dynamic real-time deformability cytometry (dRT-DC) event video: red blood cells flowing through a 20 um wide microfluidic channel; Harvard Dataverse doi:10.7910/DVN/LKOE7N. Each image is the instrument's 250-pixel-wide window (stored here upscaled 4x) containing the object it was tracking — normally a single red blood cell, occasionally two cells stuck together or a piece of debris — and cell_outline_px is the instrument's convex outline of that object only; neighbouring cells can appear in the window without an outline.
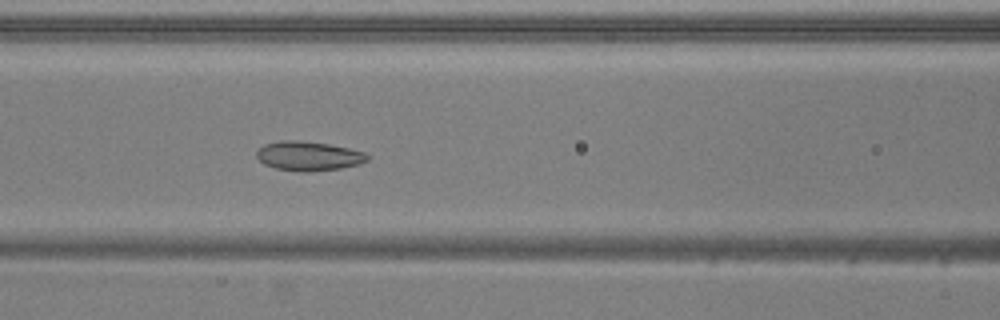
{"species": "common noctule bat (a hibernating species)", "species_latin": "Nyctalus noctula", "temperature_condition": "warm", "stored_images_in_passage": 52, "camera_frame_rate_fps": 3000, "um_per_image_px": 0.085, "animal": {"sex": "male", "body_mass_g": 20.5, "forearm_length_mm": 52.5}, "frame": {"image": 1, "passage_image": 21, "time_ms": 6.667, "image_size_px": [1000, 320], "cell_outline_px": [[368, 160], [360, 164], [340, 168], [308, 172], [296, 172], [276, 168], [264, 164], [256, 156], [256, 152], [264, 144], [280, 140], [300, 140], [328, 144], [348, 148], [364, 152], [368, 156]], "centroid_in_image_um": [26.2, 13.26], "position_along_channel_um": 140.4, "area_um2": 18.96}}
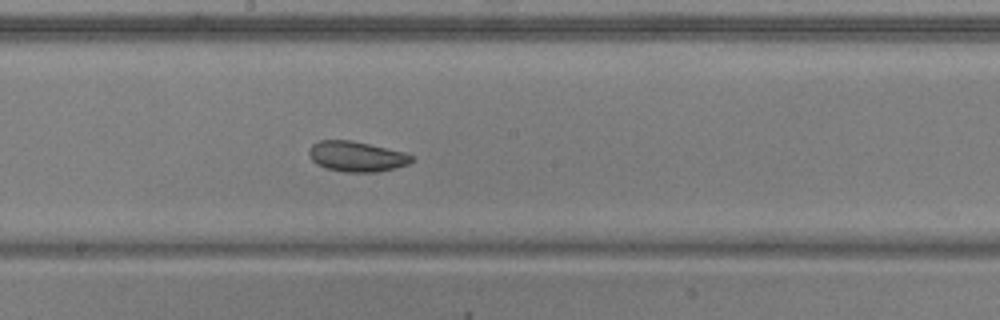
{"frame": {"image": 2, "passage_image": 27, "time_ms": 8.667, "image_size_px": [1000, 320], "cell_outline_px": [[416, 156], [408, 164], [396, 168], [376, 172], [344, 172], [324, 168], [316, 164], [312, 160], [308, 152], [308, 148], [312, 144], [320, 140], [352, 140], [404, 152]], "centroid_in_image_um": [30.3, 13.3], "position_along_channel_um": 217.9, "area_um2": 18.32}}
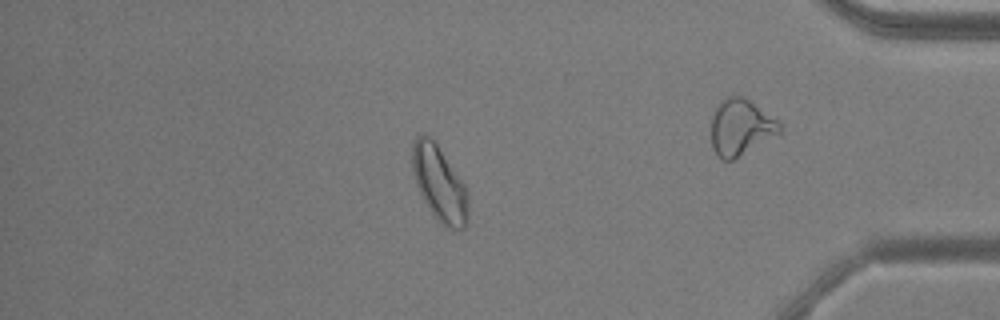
{"frame": {"image": 3, "passage_image": 44, "time_ms": 14.333, "image_size_px": [1000, 320], "cell_outline_px": [[468, 224], [464, 228], [448, 228], [432, 212], [424, 200], [416, 184], [412, 172], [412, 144], [416, 136], [420, 132], [424, 132], [436, 144], [464, 184], [468, 196]], "centroid_in_image_um": [37.33, 15.57], "position_along_channel_um": 397.9, "area_um2": 24.1}, "authors_computed_cell_mechanics": {"area_um2": 22.253, "velocity_mm_per_s": 3.8758, "shape_relaxation_time_tau1_ms": 4.7234, "shape_relaxation_time_tau2_ms": 2.4026, "deformation_change_tau1": 0.0959, "deformation_change_tau2": 0.0756}}